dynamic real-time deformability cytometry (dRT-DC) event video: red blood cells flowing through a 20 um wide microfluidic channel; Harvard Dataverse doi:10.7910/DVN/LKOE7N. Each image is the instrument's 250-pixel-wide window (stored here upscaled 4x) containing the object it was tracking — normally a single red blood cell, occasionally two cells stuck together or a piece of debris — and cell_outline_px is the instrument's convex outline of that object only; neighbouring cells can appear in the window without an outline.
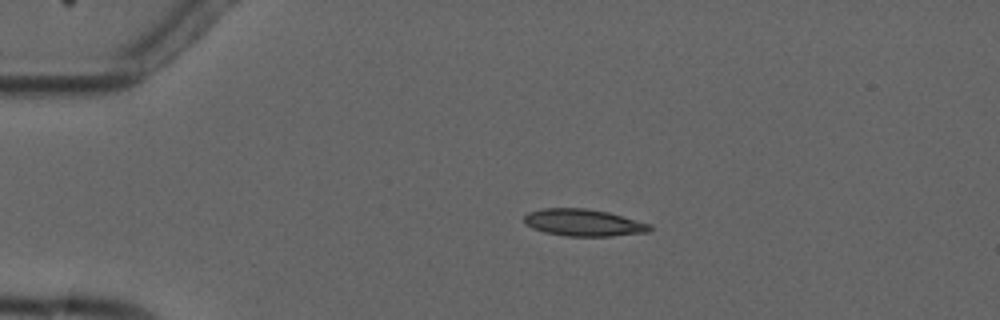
{"species": "common noctule bat (a hibernating species)", "species_latin": "Nyctalus noctula", "temperature_condition": "cold", "stored_images_in_passage": 5, "camera_frame_rate_fps": 3000, "um_per_image_px": 0.085, "animal": {"sex": "male", "forearm_length_mm": 52.5}, "frame": {"image": 1, "passage_image": 4, "time_ms": 3.333, "image_size_px": [1000, 320], "cell_outline_px": [[652, 228], [648, 232], [612, 236], [568, 236], [544, 232], [532, 228], [524, 224], [524, 216], [528, 212], [544, 208], [584, 208], [608, 212], [652, 224]], "centroid_in_image_um": [49.59, 18.92], "position_along_channel_um": 35.4, "area_um2": 19.83}}